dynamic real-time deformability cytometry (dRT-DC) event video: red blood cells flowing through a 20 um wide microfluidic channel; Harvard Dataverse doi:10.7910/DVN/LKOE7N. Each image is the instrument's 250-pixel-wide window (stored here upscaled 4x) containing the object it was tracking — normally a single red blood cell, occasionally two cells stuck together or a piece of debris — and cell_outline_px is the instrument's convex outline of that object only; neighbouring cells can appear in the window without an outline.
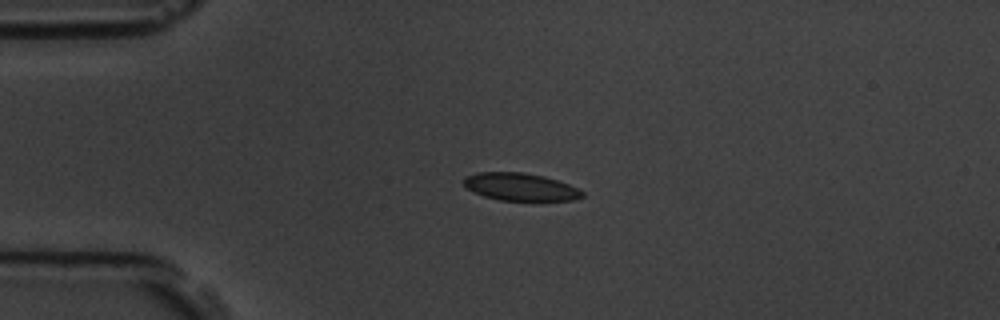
{"species": "common noctule bat (a hibernating species)", "species_latin": "Nyctalus noctula", "temperature_condition": "room temperature", "stored_images_in_passage": 15, "camera_frame_rate_fps": 3000, "um_per_image_px": 0.085, "animal": {"sex": "male", "body_mass_g": 19.5, "forearm_length_mm": 54.6}, "frame": {"image": 1, "passage_image": 3, "time_ms": 2.0, "image_size_px": [1000, 320], "cell_outline_px": [[584, 196], [572, 200], [500, 200], [484, 196], [468, 188], [464, 184], [464, 176], [476, 172], [524, 172], [544, 176], [568, 184], [584, 192]], "centroid_in_image_um": [44.22, 15.87], "position_along_channel_um": 40.8, "area_um2": 18.84}}
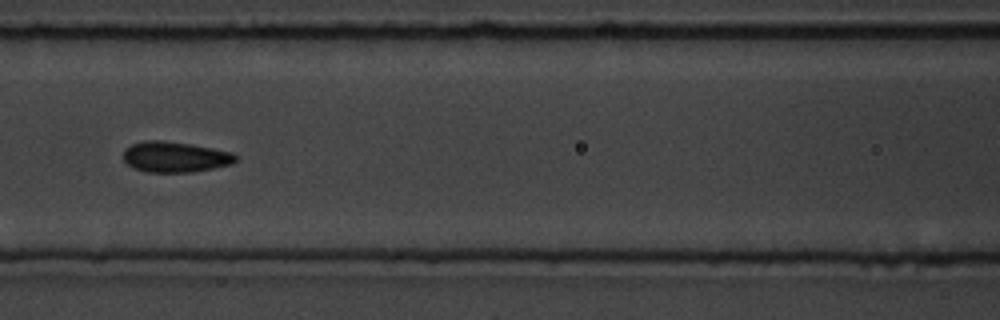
{"frame": {"image": 2, "passage_image": 6, "time_ms": 5.667, "image_size_px": [1000, 320], "cell_outline_px": [[236, 160], [232, 164], [192, 172], [144, 172], [132, 168], [124, 160], [124, 148], [132, 144], [144, 140], [160, 140], [192, 144], [232, 152], [236, 156]], "centroid_in_image_um": [14.85, 13.34], "position_along_channel_um": 151.8, "area_um2": 20.11}}
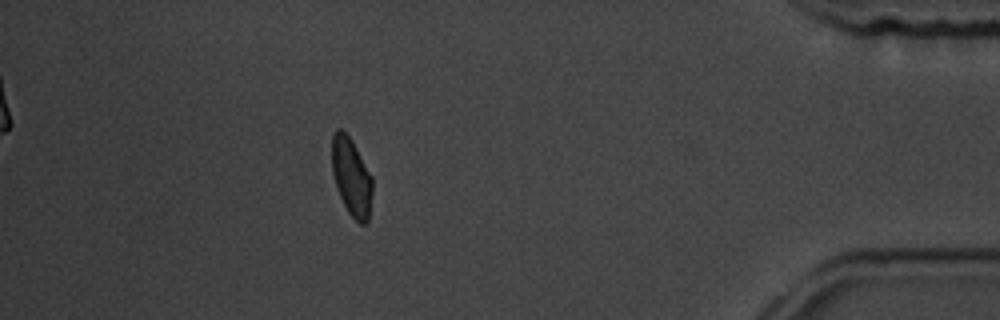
{"frame": {"image": 3, "passage_image": 13, "time_ms": 13.667, "image_size_px": [1000, 320], "cell_outline_px": [[372, 192], [368, 220], [364, 224], [360, 224], [348, 212], [336, 188], [332, 172], [332, 136], [336, 128], [340, 128], [352, 140], [372, 176]], "centroid_in_image_um": [29.86, 15.02], "position_along_channel_um": 405.3, "area_um2": 18.32}, "authors_computed_cell_mechanics": {"area_um2": 19.3052, "velocity_mm_per_s": 3.7809, "shape_relaxation_time_tau1_ms": 2.8446, "shape_relaxation_time_tau2_ms": null, "deformation_change_tau1": 0.0724, "deformation_change_tau2": null}}